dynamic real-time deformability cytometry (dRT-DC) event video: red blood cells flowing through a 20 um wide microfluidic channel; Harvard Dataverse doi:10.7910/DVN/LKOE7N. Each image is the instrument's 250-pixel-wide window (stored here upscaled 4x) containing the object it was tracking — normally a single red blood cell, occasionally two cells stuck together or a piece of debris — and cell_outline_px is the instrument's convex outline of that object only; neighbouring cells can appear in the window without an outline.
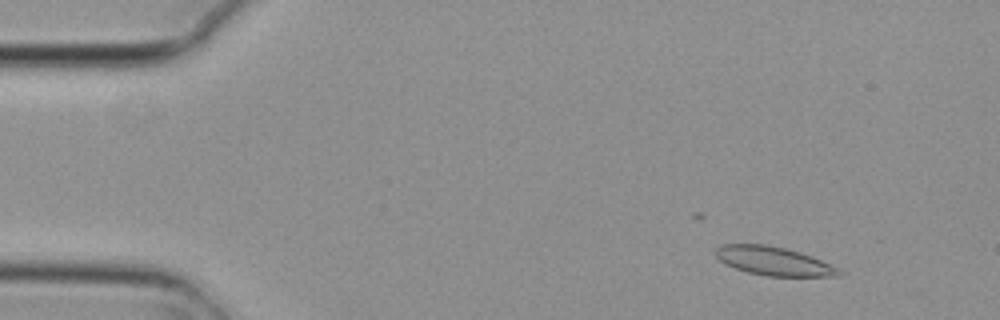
{"species": "common noctule bat (a hibernating species)", "species_latin": "Nyctalus noctula", "temperature_condition": "cold", "stored_images_in_passage": 5, "camera_frame_rate_fps": 3000, "um_per_image_px": 0.085, "animal": {"sex": "female", "body_mass_g": 29.2, "forearm_length_mm": 56.3}, "frame": {"image": 1, "passage_image": 2, "time_ms": 0.333, "image_size_px": [1000, 320], "cell_outline_px": [[844, 272], [840, 276], [764, 276], [748, 272], [724, 264], [716, 256], [716, 248], [720, 244], [764, 244], [784, 248], [800, 252], [812, 256], [840, 268]], "centroid_in_image_um": [65.79, 22.19], "position_along_channel_um": 19.2, "area_um2": 20.69}}